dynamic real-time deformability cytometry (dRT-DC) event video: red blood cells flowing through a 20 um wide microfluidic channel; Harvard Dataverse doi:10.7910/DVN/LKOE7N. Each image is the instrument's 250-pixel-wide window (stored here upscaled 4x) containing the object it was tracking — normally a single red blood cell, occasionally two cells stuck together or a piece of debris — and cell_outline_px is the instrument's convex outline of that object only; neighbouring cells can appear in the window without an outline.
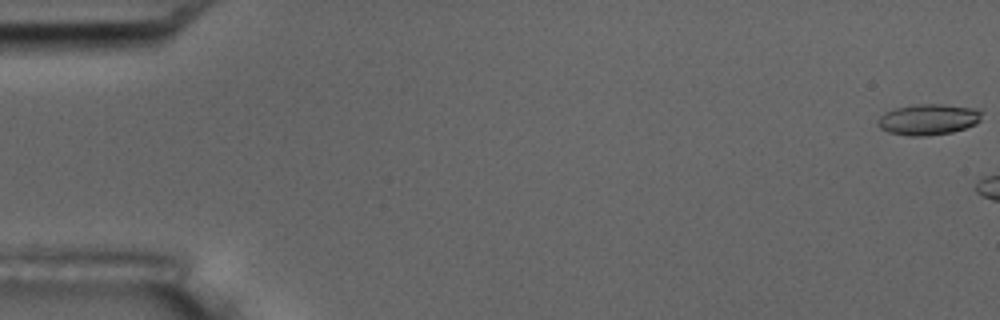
{"species": "common noctule bat (a hibernating species)", "species_latin": "Nyctalus noctula", "temperature_condition": "room temperature", "stored_images_in_passage": 3, "camera_frame_rate_fps": 3000, "um_per_image_px": 0.085, "animal": {"sex": "male", "body_mass_g": 17.5, "forearm_length_mm": 52.3}, "frame": {"image": 1, "passage_image": 1, "time_ms": 0.0, "image_size_px": [1000, 320], "cell_outline_px": [[980, 120], [976, 124], [952, 132], [928, 136], [908, 136], [888, 132], [880, 128], [876, 124], [876, 120], [884, 112], [896, 108], [912, 104], [944, 104], [980, 108]], "centroid_in_image_um": [78.88, 10.15], "position_along_channel_um": 6.1, "area_um2": 19.02}}